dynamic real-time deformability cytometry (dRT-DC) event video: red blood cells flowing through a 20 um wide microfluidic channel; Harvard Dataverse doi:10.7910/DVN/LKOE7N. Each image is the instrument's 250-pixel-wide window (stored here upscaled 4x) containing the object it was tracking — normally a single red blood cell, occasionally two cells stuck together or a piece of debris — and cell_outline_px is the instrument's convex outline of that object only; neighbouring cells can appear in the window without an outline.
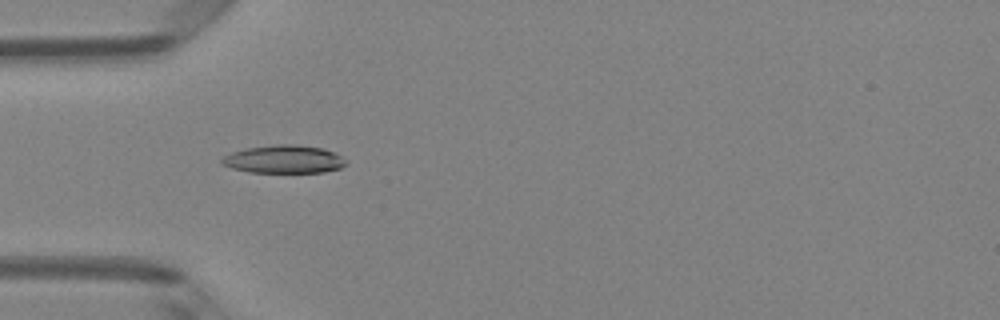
{"species": "Egyptian fruit bat (a non-hibernating species)", "species_latin": "Rousettus aegyptiacus", "temperature_condition": "room temperature", "stored_images_in_passage": 6, "camera_frame_rate_fps": 3000, "um_per_image_px": 0.085, "animal": {"sex": "female"}, "frame": {"image": 1, "passage_image": 5, "time_ms": 1.333, "image_size_px": [1000, 320], "cell_outline_px": [[348, 164], [340, 168], [324, 172], [248, 172], [232, 168], [220, 164], [220, 160], [224, 156], [232, 152], [248, 148], [276, 144], [296, 144], [324, 148], [340, 156]], "centroid_in_image_um": [24.12, 13.53], "position_along_channel_um": 60.9, "area_um2": 20.23}}
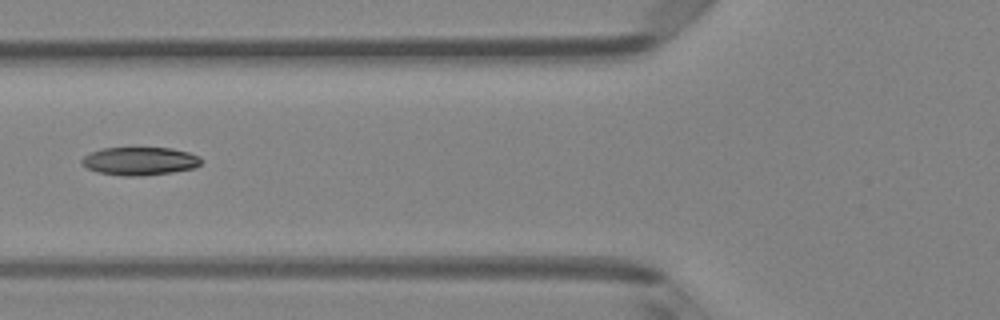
{"frame": {"image": 2, "passage_image": 6, "time_ms": 1.667, "image_size_px": [1000, 320], "cell_outline_px": [[204, 160], [200, 164], [192, 168], [172, 172], [144, 176], [120, 176], [96, 172], [80, 164], [80, 160], [84, 156], [100, 148], [172, 148], [188, 152], [200, 156]], "centroid_in_image_um": [11.86, 13.7], "position_along_channel_um": 113.9, "area_um2": 19.77}}